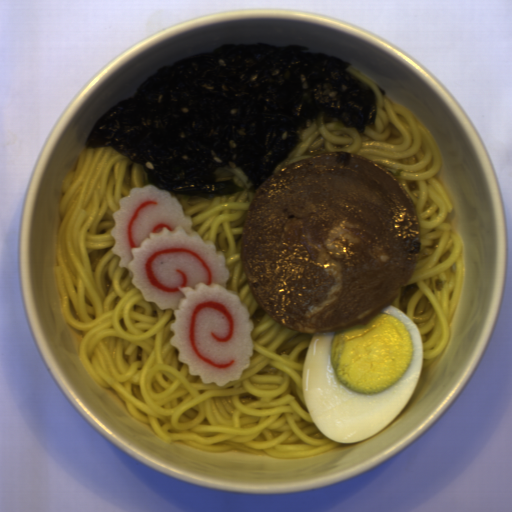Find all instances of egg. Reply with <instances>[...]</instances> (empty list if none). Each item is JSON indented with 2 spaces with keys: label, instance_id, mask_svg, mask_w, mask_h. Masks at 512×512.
<instances>
[{
  "label": "egg",
  "instance_id": "obj_1",
  "mask_svg": "<svg viewBox=\"0 0 512 512\" xmlns=\"http://www.w3.org/2000/svg\"><path fill=\"white\" fill-rule=\"evenodd\" d=\"M423 359L418 326L392 305L366 323L313 333L302 382L318 430L347 444L377 435L413 396Z\"/></svg>",
  "mask_w": 512,
  "mask_h": 512
}]
</instances>
